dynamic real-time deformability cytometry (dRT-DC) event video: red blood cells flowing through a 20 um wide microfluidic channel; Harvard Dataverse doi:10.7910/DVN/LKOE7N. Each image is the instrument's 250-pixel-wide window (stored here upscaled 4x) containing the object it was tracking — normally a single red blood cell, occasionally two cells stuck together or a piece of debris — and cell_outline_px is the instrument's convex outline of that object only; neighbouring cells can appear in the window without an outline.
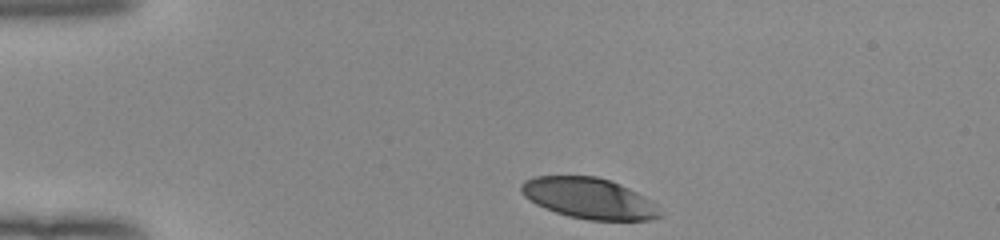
{"species": "human", "species_latin": "Homo sapiens", "temperature_condition": "room temperature", "stored_images_in_passage": 34, "camera_frame_rate_fps": 3000, "um_per_image_px": 0.085, "donor": {"sex": "female"}, "frame": {"image": 1, "passage_image": 1, "time_ms": 0.0, "image_size_px": [1000, 240], "cell_outline_px": [[664, 216], [652, 220], [588, 220], [568, 216], [544, 208], [536, 204], [524, 196], [520, 192], [520, 184], [524, 180], [536, 176], [596, 176], [620, 184], [644, 196]], "centroid_in_image_um": [50.02, 16.86], "position_along_channel_um": 35.0, "area_um2": 32.83}}
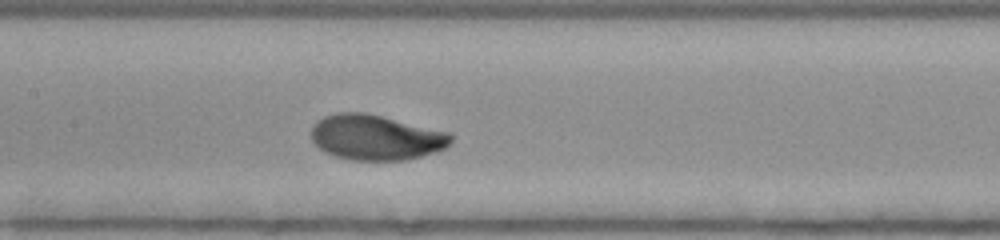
{"frame": {"image": 2, "passage_image": 16, "time_ms": 5.0, "image_size_px": [1000, 240], "cell_outline_px": [[452, 140], [444, 148], [436, 152], [404, 160], [352, 160], [332, 156], [324, 152], [312, 140], [312, 124], [316, 120], [324, 116], [336, 112], [364, 112], [452, 132]], "centroid_in_image_um": [31.94, 11.67], "position_along_channel_um": 175.5, "area_um2": 37.11}}
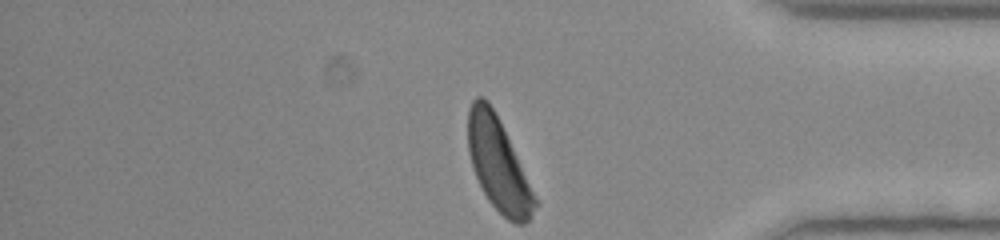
{"frame": {"image": 3, "passage_image": 34, "time_ms": 11.0, "image_size_px": [1000, 240], "cell_outline_px": [[540, 200], [532, 216], [524, 224], [516, 224], [508, 220], [488, 200], [472, 168], [468, 152], [468, 108], [472, 100], [476, 96], [484, 96], [488, 100]], "centroid_in_image_um": [42.38, 14.0], "position_along_channel_um": 392.8, "area_um2": 36.18}, "authors_computed_cell_mechanics": {"area_um2": 36.3851, "velocity_mm_per_s": 3.9243, "shape_relaxation_time_tau1_ms": 2.539, "shape_relaxation_time_tau2_ms": null, "deformation_change_tau1": 0.1671, "deformation_change_tau2": null}}